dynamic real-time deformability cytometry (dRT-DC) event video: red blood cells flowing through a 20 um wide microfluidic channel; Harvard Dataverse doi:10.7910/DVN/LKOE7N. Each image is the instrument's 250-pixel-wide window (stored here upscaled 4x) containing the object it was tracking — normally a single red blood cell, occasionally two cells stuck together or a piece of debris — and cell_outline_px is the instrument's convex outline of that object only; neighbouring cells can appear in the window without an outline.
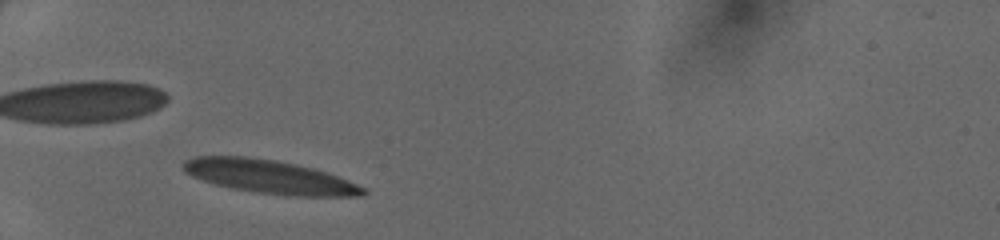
{"species": "human", "species_latin": "Homo sapiens", "temperature_condition": "cold", "stored_images_in_passage": 31, "camera_frame_rate_fps": 3000, "um_per_image_px": 0.085, "donor": {"sex": "female"}, "frame": {"image": 1, "passage_image": 2, "time_ms": 0.333, "image_size_px": [1000, 240], "cell_outline_px": [[368, 192], [364, 196], [288, 196], [256, 192], [232, 188], [216, 184], [192, 176], [184, 172], [180, 164], [184, 160], [196, 156], [244, 156], [276, 160], [296, 164], [328, 172], [356, 184], [364, 188]], "centroid_in_image_um": [22.89, 15.02], "position_along_channel_um": 62.1, "area_um2": 35.14}}
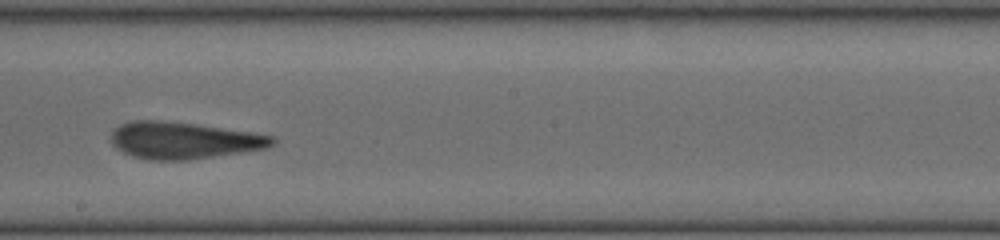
{"frame": {"image": 2, "passage_image": 15, "time_ms": 4.667, "image_size_px": [1000, 240], "cell_outline_px": [[276, 144], [264, 148], [240, 152], [188, 160], [148, 160], [132, 156], [116, 148], [108, 140], [108, 136], [120, 124], [132, 120], [160, 120], [192, 124], [252, 132], [272, 136], [276, 140]], "centroid_in_image_um": [15.54, 11.93], "position_along_channel_um": 232.7, "area_um2": 34.51}}
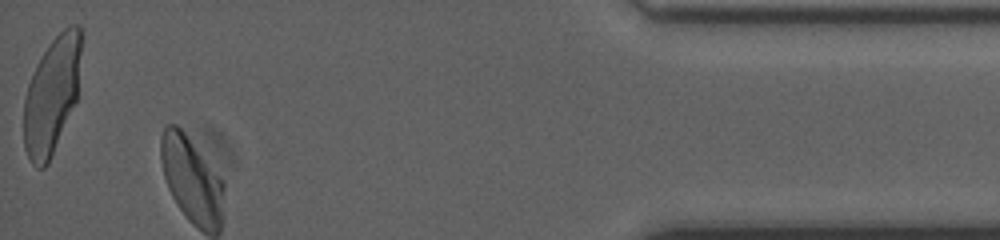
{"frame": {"image": 3, "passage_image": 31, "time_ms": 10.0, "image_size_px": [1000, 240], "cell_outline_px": [[84, 28], [76, 100], [48, 164], [44, 168], [36, 168], [32, 164], [24, 148], [24, 100], [28, 84], [36, 64], [52, 40], [68, 24], [80, 24]], "centroid_in_image_um": [4.42, 8.03], "position_along_channel_um": 430.8, "area_um2": 39.25}}